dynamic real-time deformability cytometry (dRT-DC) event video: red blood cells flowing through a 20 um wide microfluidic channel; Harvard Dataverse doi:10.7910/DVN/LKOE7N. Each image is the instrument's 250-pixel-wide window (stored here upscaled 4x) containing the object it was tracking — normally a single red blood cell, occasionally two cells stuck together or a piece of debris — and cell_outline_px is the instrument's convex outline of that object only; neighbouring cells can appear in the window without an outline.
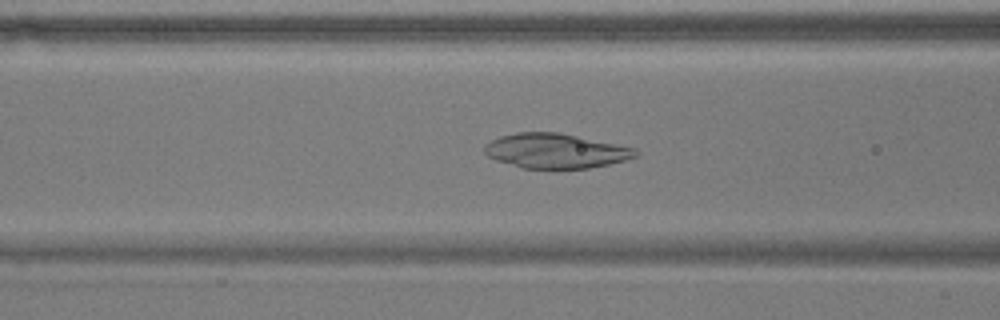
{"species": "common noctule bat (a hibernating species)", "species_latin": "Nyctalus noctula", "temperature_condition": "warm", "stored_images_in_passage": 53, "camera_frame_rate_fps": 3000, "um_per_image_px": 0.085, "animal": {"sex": "male", "body_mass_g": 17.9}, "frame": {"image": 1, "passage_image": 20, "time_ms": 6.333, "image_size_px": [1000, 320], "cell_outline_px": [[636, 156], [624, 160], [608, 164], [588, 168], [524, 168], [496, 160], [488, 156], [484, 152], [484, 144], [500, 136], [516, 132], [556, 132], [636, 148]], "centroid_in_image_um": [47.18, 12.82], "position_along_channel_um": 119.4, "area_um2": 30.11}}
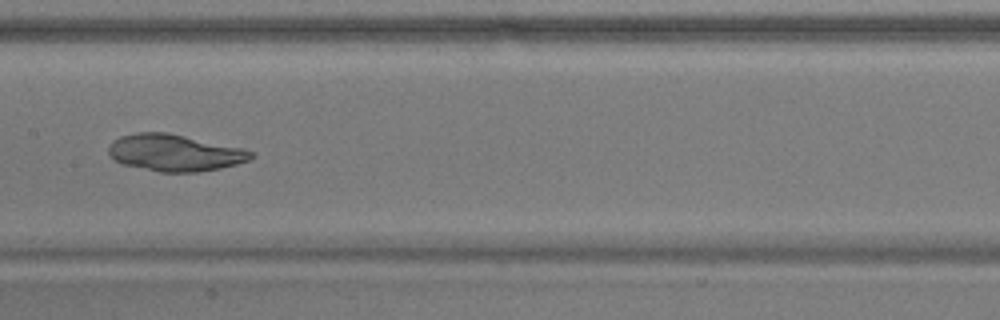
{"frame": {"image": 2, "passage_image": 26, "time_ms": 8.333, "image_size_px": [1000, 320], "cell_outline_px": [[256, 156], [248, 160], [236, 164], [220, 168], [196, 172], [160, 172], [120, 164], [108, 152], [108, 148], [112, 140], [120, 136], [136, 132], [168, 132], [244, 148], [252, 152]], "centroid_in_image_um": [14.84, 12.97], "position_along_channel_um": 192.6, "area_um2": 30.69}}
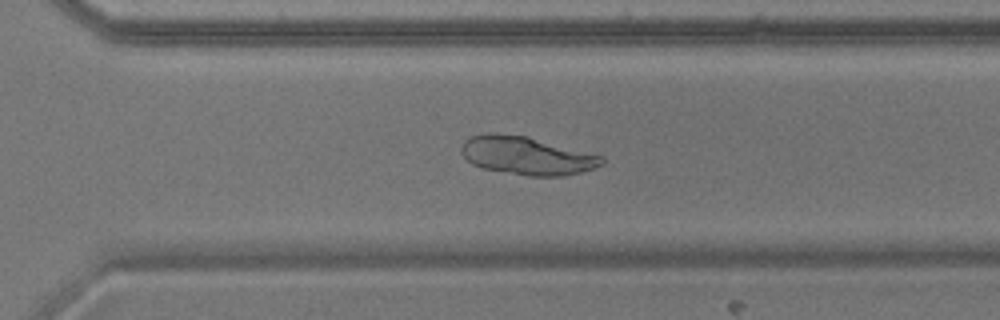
{"frame": {"image": 3, "passage_image": 37, "time_ms": 12.0, "image_size_px": [1000, 320], "cell_outline_px": [[604, 164], [580, 172], [564, 176], [528, 176], [484, 168], [472, 164], [460, 152], [460, 148], [464, 140], [468, 136], [488, 132], [492, 132], [528, 136], [604, 156]], "centroid_in_image_um": [44.75, 13.21], "position_along_channel_um": 325.8, "area_um2": 31.44}}